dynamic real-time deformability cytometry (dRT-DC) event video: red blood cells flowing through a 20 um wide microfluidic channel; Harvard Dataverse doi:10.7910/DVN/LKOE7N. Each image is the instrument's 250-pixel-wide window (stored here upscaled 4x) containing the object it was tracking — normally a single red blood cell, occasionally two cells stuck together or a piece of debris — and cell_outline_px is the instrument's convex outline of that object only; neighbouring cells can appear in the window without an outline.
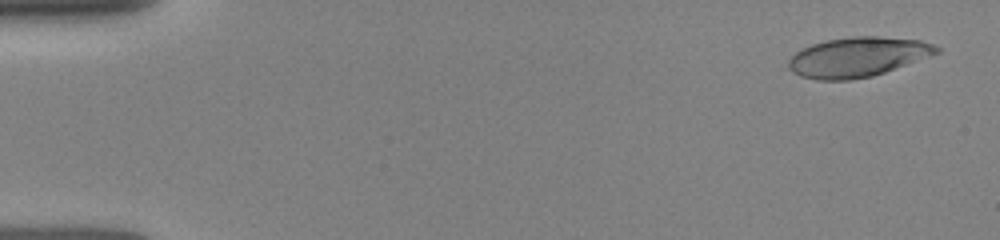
{"species": "human", "species_latin": "Homo sapiens", "temperature_condition": "room temperature", "stored_images_in_passage": 47, "camera_frame_rate_fps": 3000, "um_per_image_px": 0.085, "donor": {"sex": "female"}, "frame": {"image": 1, "passage_image": 2, "time_ms": 0.333, "image_size_px": [1000, 240], "cell_outline_px": [[940, 52], [884, 72], [872, 76], [848, 80], [816, 80], [800, 76], [792, 72], [788, 68], [788, 60], [796, 52], [812, 44], [828, 40], [852, 36], [876, 36], [920, 40], [932, 44], [940, 48]], "centroid_in_image_um": [72.87, 4.85], "position_along_channel_um": 12.1, "area_um2": 33.99}}
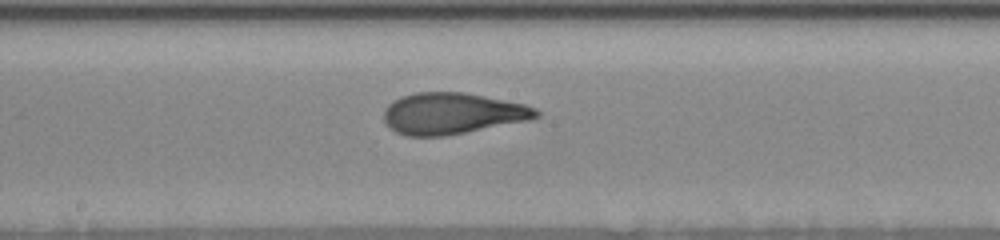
{"frame": {"image": 2, "passage_image": 24, "time_ms": 8.333, "image_size_px": [1000, 240], "cell_outline_px": [[540, 116], [532, 120], [444, 136], [404, 136], [396, 132], [384, 124], [384, 108], [388, 104], [400, 96], [416, 92], [464, 92], [524, 104], [536, 108], [540, 112]], "centroid_in_image_um": [38.43, 9.65], "position_along_channel_um": 209.8, "area_um2": 36.99}}
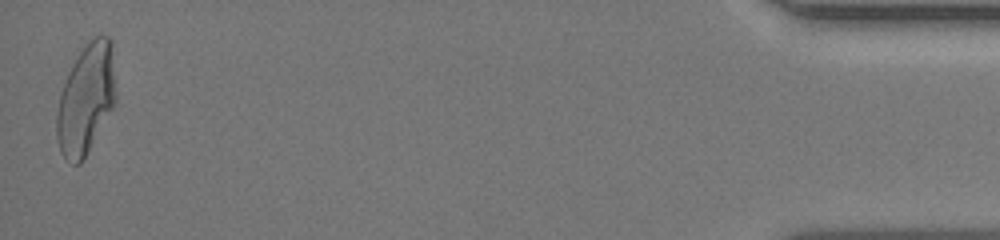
{"frame": {"image": 3, "passage_image": 47, "time_ms": 15.667, "image_size_px": [1000, 240], "cell_outline_px": [[116, 104], [84, 160], [80, 164], [72, 164], [60, 152], [56, 136], [56, 112], [60, 96], [68, 72], [72, 64], [88, 40], [92, 36], [108, 36], [112, 40], [116, 92]], "centroid_in_image_um": [7.33, 8.43], "position_along_channel_um": 427.9, "area_um2": 38.44}}